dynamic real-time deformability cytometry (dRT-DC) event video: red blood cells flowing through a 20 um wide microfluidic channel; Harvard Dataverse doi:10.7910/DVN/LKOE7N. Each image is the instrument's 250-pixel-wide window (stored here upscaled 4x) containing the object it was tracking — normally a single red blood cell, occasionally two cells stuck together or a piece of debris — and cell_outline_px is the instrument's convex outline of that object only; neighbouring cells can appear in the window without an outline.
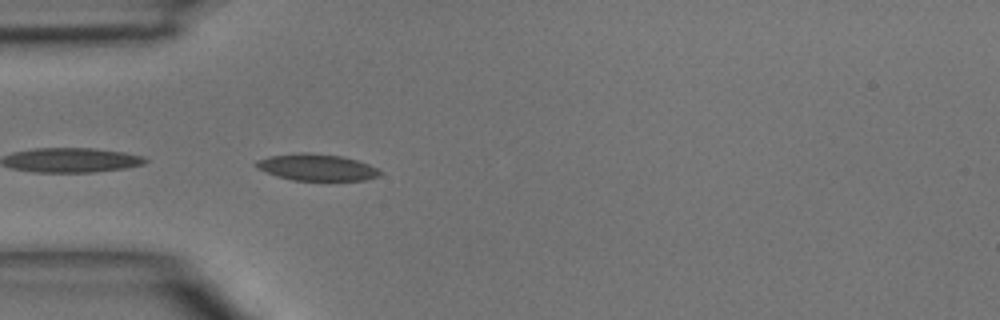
{"species": "common noctule bat (a hibernating species)", "species_latin": "Nyctalus noctula", "temperature_condition": "room temperature", "stored_images_in_passage": 3, "camera_frame_rate_fps": 3000, "um_per_image_px": 0.085, "animal": {"sex": "male", "body_mass_g": 15.6}, "frame": {"image": 1, "passage_image": 3, "time_ms": 2.333, "image_size_px": [1000, 320], "cell_outline_px": [[384, 172], [380, 176], [364, 180], [292, 180], [276, 176], [256, 168], [252, 164], [256, 160], [268, 156], [300, 152], [304, 152], [340, 156], [356, 160], [368, 164]], "centroid_in_image_um": [26.87, 14.22], "position_along_channel_um": 58.1, "area_um2": 19.31}}